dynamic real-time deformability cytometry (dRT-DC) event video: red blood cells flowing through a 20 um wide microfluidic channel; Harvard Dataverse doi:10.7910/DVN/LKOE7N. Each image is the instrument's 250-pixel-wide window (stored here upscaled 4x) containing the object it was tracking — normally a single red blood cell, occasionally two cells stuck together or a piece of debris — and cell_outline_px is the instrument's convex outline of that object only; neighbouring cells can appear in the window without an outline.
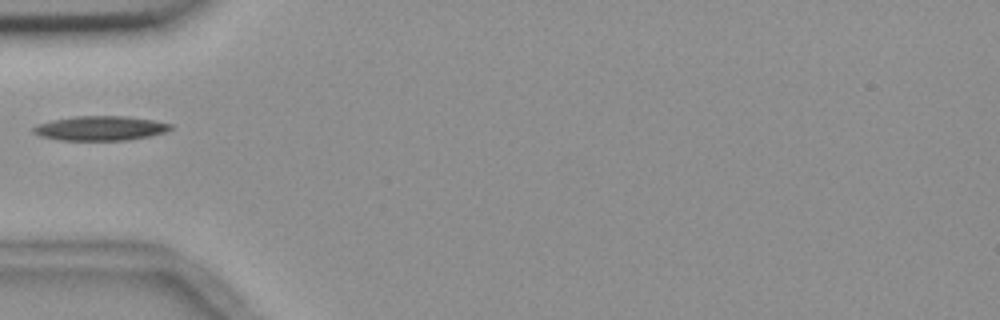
{"species": "common noctule bat (a hibernating species)", "species_latin": "Nyctalus noctula", "temperature_condition": "room temperature", "stored_images_in_passage": 38, "camera_frame_rate_fps": 3000, "um_per_image_px": 0.085, "animal": {"sex": "female", "body_mass_g": 18.4}, "frame": {"image": 1, "passage_image": 1, "time_ms": 0.0, "image_size_px": [1000, 320], "cell_outline_px": [[172, 128], [168, 132], [128, 140], [60, 140], [40, 136], [32, 132], [32, 128], [36, 124], [52, 120], [76, 116], [128, 116], [152, 120], [172, 124]], "centroid_in_image_um": [8.52, 10.9], "position_along_channel_um": 76.5, "area_um2": 19.65}}
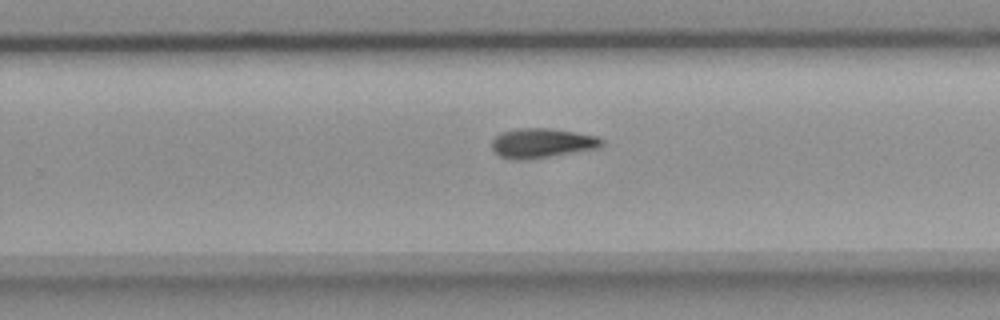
{"frame": {"image": 2, "passage_image": 18, "time_ms": 5.667, "image_size_px": [1000, 320], "cell_outline_px": [[604, 144], [600, 148], [548, 156], [500, 156], [492, 148], [492, 140], [500, 132], [516, 128], [552, 128], [576, 132], [596, 136], [604, 140]], "centroid_in_image_um": [46.15, 12.09], "position_along_channel_um": 283.7, "area_um2": 18.15}}
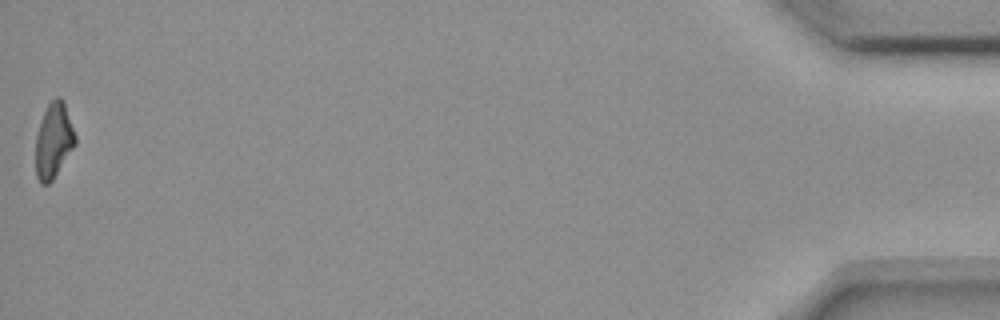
{"frame": {"image": 3, "passage_image": 38, "time_ms": 12.333, "image_size_px": [1000, 320], "cell_outline_px": [[76, 144], [52, 180], [48, 184], [40, 184], [36, 176], [36, 136], [44, 112], [48, 104], [56, 96], [60, 96], [64, 100], [76, 136]], "centroid_in_image_um": [4.57, 11.93], "position_along_channel_um": 430.6, "area_um2": 17.28}}